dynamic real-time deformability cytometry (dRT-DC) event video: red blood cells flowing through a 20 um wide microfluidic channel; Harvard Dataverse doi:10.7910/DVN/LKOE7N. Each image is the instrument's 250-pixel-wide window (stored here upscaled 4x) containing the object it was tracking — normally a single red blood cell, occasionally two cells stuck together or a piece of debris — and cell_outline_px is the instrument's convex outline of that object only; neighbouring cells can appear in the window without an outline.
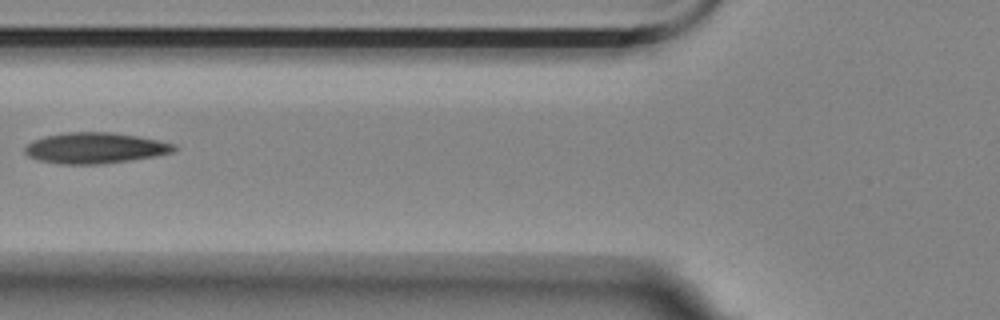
{"species": "Egyptian fruit bat (a non-hibernating species)", "species_latin": "Rousettus aegyptiacus", "temperature_condition": "room temperature", "stored_images_in_passage": 5, "camera_frame_rate_fps": 3000, "um_per_image_px": 0.085, "animal": {"sex": "female"}, "frame": {"image": 1, "passage_image": 5, "time_ms": 1.333, "image_size_px": [1000, 320], "cell_outline_px": [[176, 148], [172, 152], [156, 156], [132, 160], [104, 164], [60, 164], [36, 160], [28, 156], [24, 152], [24, 148], [32, 140], [44, 136], [68, 132], [112, 132], [136, 136], [176, 144]], "centroid_in_image_um": [8.05, 12.59], "position_along_channel_um": 117.8, "area_um2": 26.93}}